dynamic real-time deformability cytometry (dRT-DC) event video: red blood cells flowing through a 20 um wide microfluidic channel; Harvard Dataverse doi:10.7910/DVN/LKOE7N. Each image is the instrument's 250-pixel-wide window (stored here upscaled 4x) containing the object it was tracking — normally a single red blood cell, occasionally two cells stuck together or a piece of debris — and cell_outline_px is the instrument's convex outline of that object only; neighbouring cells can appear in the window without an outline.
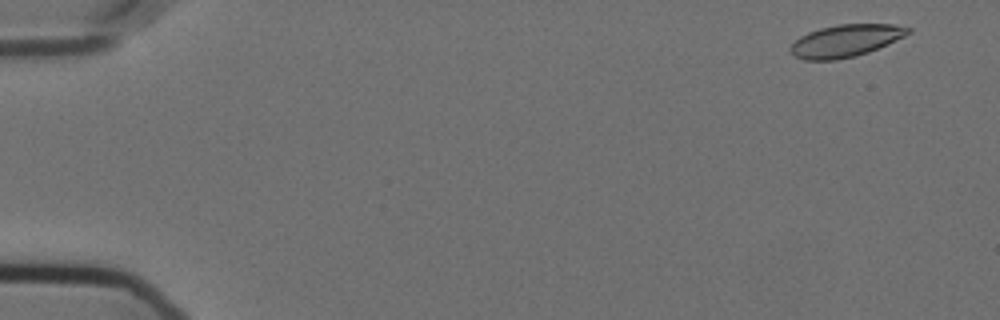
{"species": "Egyptian fruit bat (a non-hibernating species)", "species_latin": "Rousettus aegyptiacus", "temperature_condition": "cold", "stored_images_in_passage": 17, "camera_frame_rate_fps": 3000, "um_per_image_px": 0.085, "animal": {"sex": "female"}, "frame": {"image": 1, "passage_image": 3, "time_ms": 0.667, "image_size_px": [1000, 320], "cell_outline_px": [[912, 32], [888, 44], [868, 52], [856, 56], [836, 60], [804, 60], [792, 56], [788, 48], [800, 36], [808, 32], [820, 28], [840, 24], [892, 24], [912, 28]], "centroid_in_image_um": [71.85, 3.47], "position_along_channel_um": 13.1, "area_um2": 22.25}}
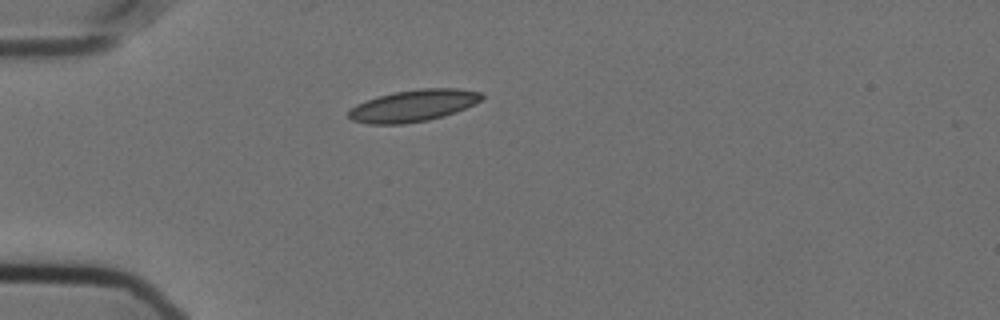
{"frame": {"image": 2, "passage_image": 16, "time_ms": 5.0, "image_size_px": [1000, 320], "cell_outline_px": [[484, 100], [456, 112], [444, 116], [428, 120], [404, 124], [368, 124], [352, 120], [348, 116], [348, 112], [356, 104], [392, 92], [420, 88], [460, 88], [480, 92], [484, 96]], "centroid_in_image_um": [35.18, 8.98], "position_along_channel_um": 49.8, "area_um2": 24.8}}